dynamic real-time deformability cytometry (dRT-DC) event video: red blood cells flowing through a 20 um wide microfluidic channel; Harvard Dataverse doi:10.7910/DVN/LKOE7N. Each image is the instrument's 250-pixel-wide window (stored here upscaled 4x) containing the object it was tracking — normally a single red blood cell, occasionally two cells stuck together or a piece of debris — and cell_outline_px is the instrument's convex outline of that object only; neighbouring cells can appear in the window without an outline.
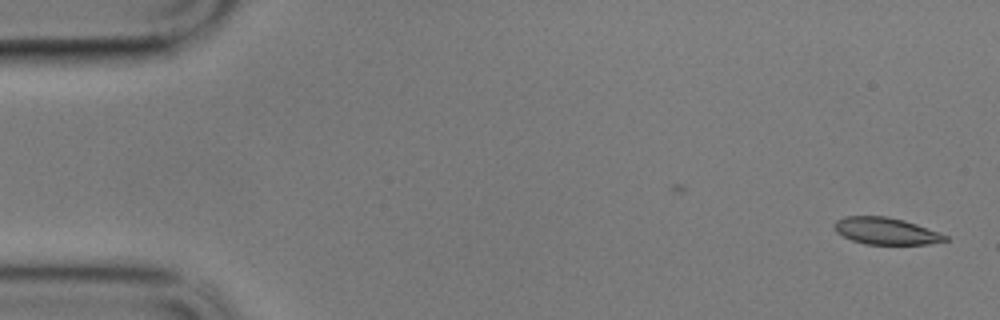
{"species": "common noctule bat (a hibernating species)", "species_latin": "Nyctalus noctula", "temperature_condition": "cold", "stored_images_in_passage": 45, "camera_frame_rate_fps": 3000, "um_per_image_px": 0.085, "animal": {"sex": "male", "body_mass_g": 17.9}, "frame": {"image": 1, "passage_image": 1, "time_ms": 0.0, "image_size_px": [1000, 320], "cell_outline_px": [[948, 240], [928, 244], [864, 244], [852, 240], [836, 232], [832, 224], [836, 220], [844, 216], [884, 216], [904, 220], [916, 224], [948, 236]], "centroid_in_image_um": [75.26, 19.63], "position_along_channel_um": 9.7, "area_um2": 17.28}}
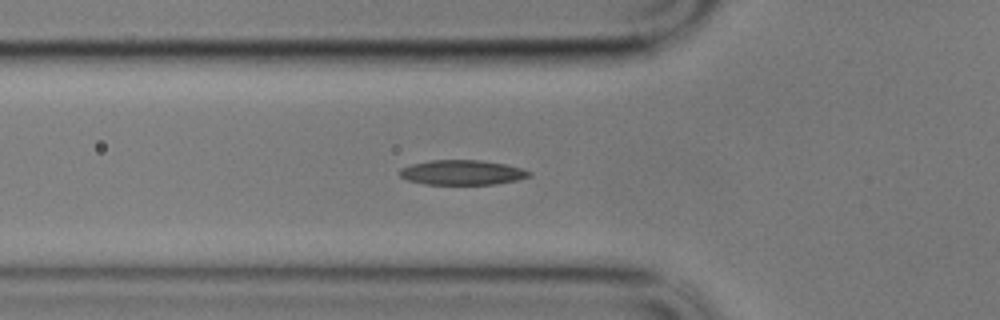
{"frame": {"image": 2, "passage_image": 19, "time_ms": 6.0, "image_size_px": [1000, 320], "cell_outline_px": [[532, 176], [516, 180], [496, 184], [424, 184], [408, 180], [400, 176], [400, 168], [412, 164], [432, 160], [480, 160], [504, 164], [524, 168], [532, 172]], "centroid_in_image_um": [39.32, 14.66], "position_along_channel_um": 86.5, "area_um2": 18.73}}
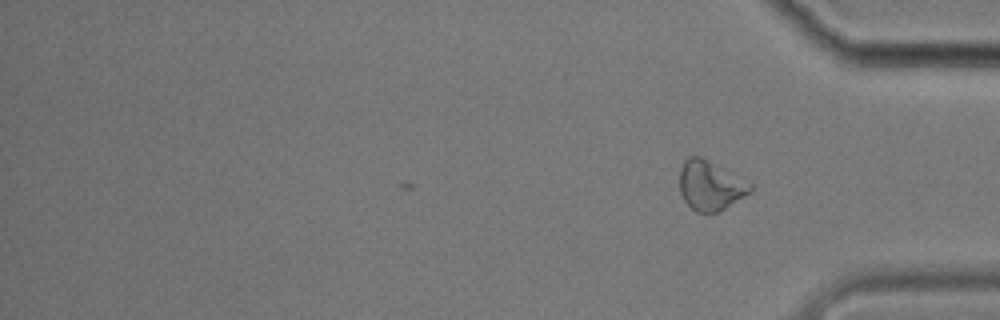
{"frame": {"image": 3, "passage_image": 45, "time_ms": 14.667, "image_size_px": [1000, 320], "cell_outline_px": [[752, 192], [724, 208], [716, 212], [696, 212], [684, 200], [680, 192], [680, 168], [684, 160], [688, 156], [700, 156], [752, 184]], "centroid_in_image_um": [60.35, 15.76], "position_along_channel_um": 374.8, "area_um2": 20.06}, "authors_computed_cell_mechanics": {"area_um2": 18.2648, "velocity_mm_per_s": 3.3638, "shape_relaxation_time_tau1_ms": 6.8613, "shape_relaxation_time_tau2_ms": 6.3696, "deformation_change_tau1": 0.1773, "deformation_change_tau2": 0.1174}}